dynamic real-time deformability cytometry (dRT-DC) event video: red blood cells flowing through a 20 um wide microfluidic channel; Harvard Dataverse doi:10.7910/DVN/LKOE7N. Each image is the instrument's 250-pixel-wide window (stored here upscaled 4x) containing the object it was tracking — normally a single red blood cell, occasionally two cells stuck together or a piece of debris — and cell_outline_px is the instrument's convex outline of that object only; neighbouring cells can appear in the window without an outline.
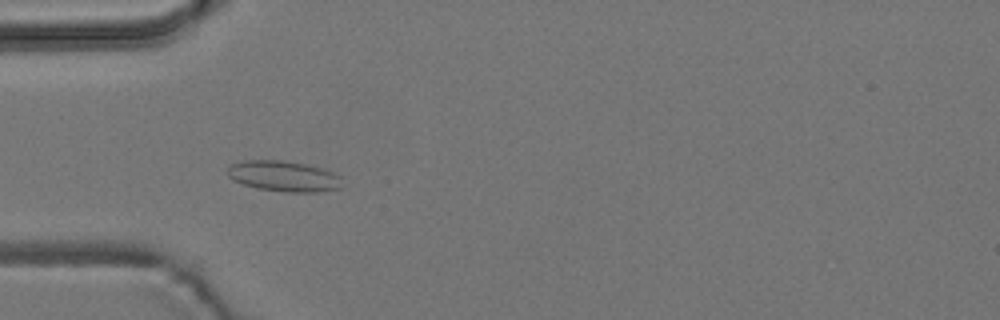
{"species": "common noctule bat (a hibernating species)", "species_latin": "Nyctalus noctula", "temperature_condition": "room temperature", "stored_images_in_passage": 4, "camera_frame_rate_fps": 3000, "um_per_image_px": 0.085, "animal": {"sex": "male", "body_mass_g": 19.2, "forearm_length_mm": 51.8}, "frame": {"image": 1, "passage_image": 4, "time_ms": 3.667, "image_size_px": [1000, 320], "cell_outline_px": [[340, 188], [316, 192], [284, 192], [256, 188], [232, 180], [228, 176], [228, 164], [244, 160], [284, 160], [308, 164], [332, 172], [340, 176]], "centroid_in_image_um": [24.07, 14.96], "position_along_channel_um": 60.9, "area_um2": 20.58}}